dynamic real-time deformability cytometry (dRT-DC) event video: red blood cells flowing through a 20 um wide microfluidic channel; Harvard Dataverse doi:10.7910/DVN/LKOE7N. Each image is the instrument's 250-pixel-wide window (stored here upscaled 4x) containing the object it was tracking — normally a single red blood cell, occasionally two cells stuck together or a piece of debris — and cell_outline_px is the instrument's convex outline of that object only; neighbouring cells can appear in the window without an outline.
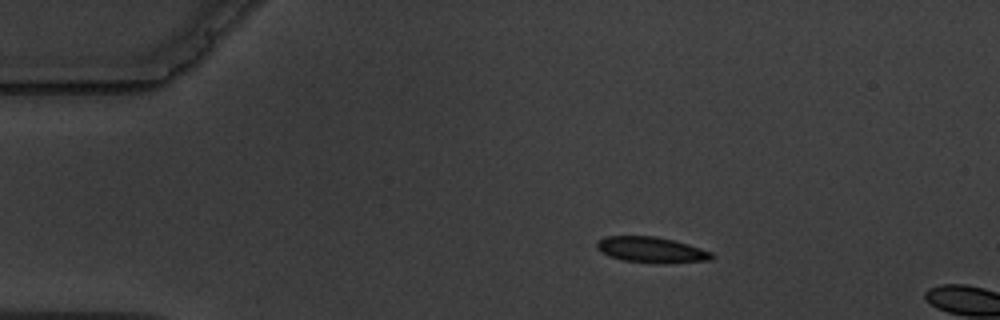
{"species": "common noctule bat (a hibernating species)", "species_latin": "Nyctalus noctula", "temperature_condition": "warm", "stored_images_in_passage": 4, "camera_frame_rate_fps": 3000, "um_per_image_px": 0.085, "animal": {"sex": "male", "body_mass_g": 19.5, "forearm_length_mm": 54.6}, "frame": {"image": 1, "passage_image": 2, "time_ms": 1.333, "image_size_px": [1000, 320], "cell_outline_px": [[716, 256], [712, 260], [668, 264], [664, 264], [624, 260], [608, 256], [600, 252], [596, 248], [596, 240], [604, 236], [656, 236], [688, 244], [712, 252]], "centroid_in_image_um": [55.37, 21.24], "position_along_channel_um": 29.6, "area_um2": 17.57}}